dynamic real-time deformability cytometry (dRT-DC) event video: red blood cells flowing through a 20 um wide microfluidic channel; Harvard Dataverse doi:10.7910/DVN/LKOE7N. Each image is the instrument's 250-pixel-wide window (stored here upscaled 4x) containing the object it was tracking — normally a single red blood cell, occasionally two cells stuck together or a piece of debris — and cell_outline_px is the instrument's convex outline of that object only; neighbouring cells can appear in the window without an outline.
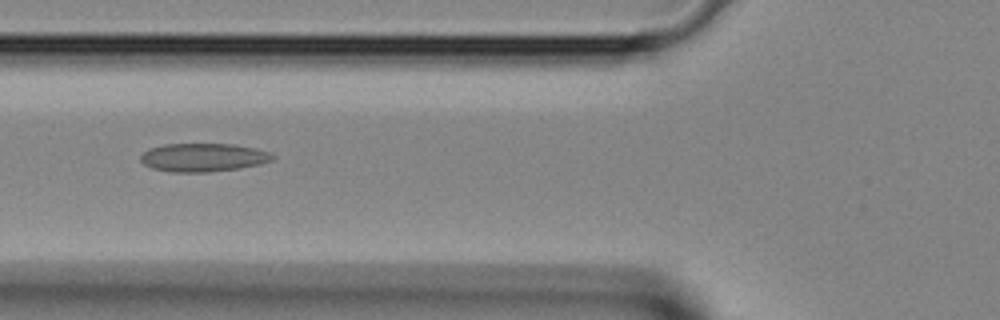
{"species": "Egyptian fruit bat (a non-hibernating species)", "species_latin": "Rousettus aegyptiacus", "temperature_condition": "room temperature", "stored_images_in_passage": 2, "camera_frame_rate_fps": 3000, "um_per_image_px": 0.085, "animal": {"sex": "female"}, "frame": {"image": 1, "passage_image": 2, "time_ms": 0.333, "image_size_px": [1000, 320], "cell_outline_px": [[276, 156], [272, 160], [260, 164], [240, 168], [208, 172], [172, 172], [152, 168], [144, 164], [140, 160], [140, 156], [148, 148], [164, 144], [236, 144], [256, 148], [268, 152]], "centroid_in_image_um": [17.27, 13.38], "position_along_channel_um": 108.5, "area_um2": 21.91}}